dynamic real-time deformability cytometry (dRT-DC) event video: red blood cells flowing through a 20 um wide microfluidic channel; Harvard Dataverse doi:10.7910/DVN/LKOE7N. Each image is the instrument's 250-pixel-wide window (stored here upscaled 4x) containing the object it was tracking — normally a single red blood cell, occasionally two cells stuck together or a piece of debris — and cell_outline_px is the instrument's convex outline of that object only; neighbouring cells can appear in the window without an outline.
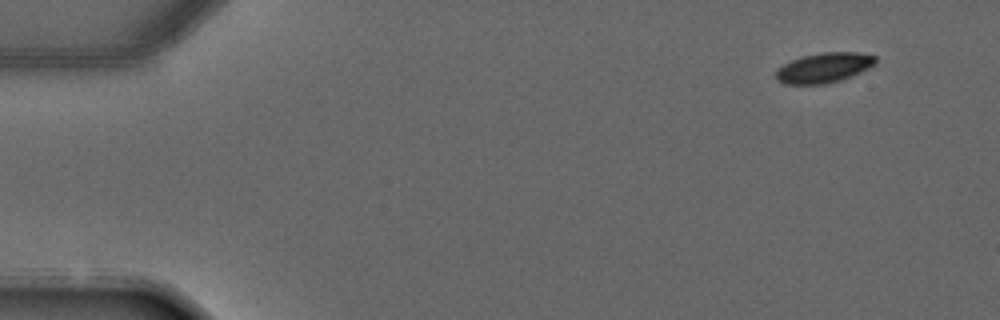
{"species": "common noctule bat (a hibernating species)", "species_latin": "Nyctalus noctula", "temperature_condition": "warm", "stored_images_in_passage": 2, "camera_frame_rate_fps": 3000, "um_per_image_px": 0.085, "animal": {"sex": "male", "forearm_length_mm": 52.5}, "frame": {"image": 1, "passage_image": 1, "time_ms": 0.0, "image_size_px": [1000, 320], "cell_outline_px": [[876, 64], [860, 72], [840, 80], [828, 84], [784, 84], [776, 80], [776, 72], [784, 64], [800, 56], [824, 52], [856, 52], [876, 56]], "centroid_in_image_um": [70.04, 5.76], "position_along_channel_um": 15.0, "area_um2": 17.34}}